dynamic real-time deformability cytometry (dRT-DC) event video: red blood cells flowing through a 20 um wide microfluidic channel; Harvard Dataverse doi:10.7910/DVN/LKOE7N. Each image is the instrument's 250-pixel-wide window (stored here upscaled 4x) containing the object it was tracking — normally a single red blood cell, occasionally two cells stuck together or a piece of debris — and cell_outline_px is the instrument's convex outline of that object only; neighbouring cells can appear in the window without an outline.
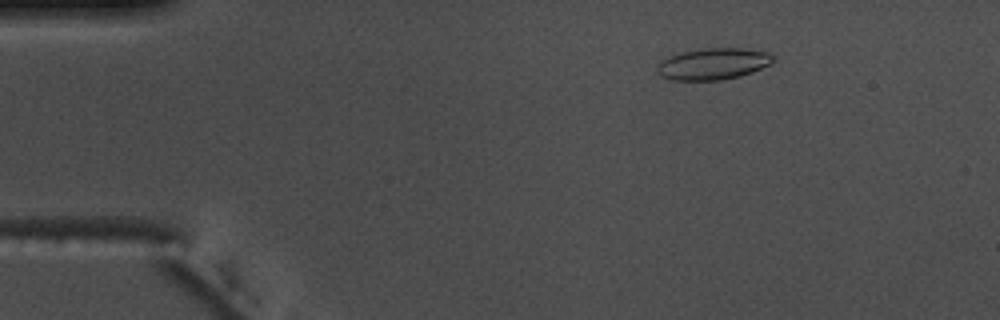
{"species": "common noctule bat (a hibernating species)", "species_latin": "Nyctalus noctula", "temperature_condition": "warm", "stored_images_in_passage": 49, "camera_frame_rate_fps": 3000, "um_per_image_px": 0.085, "animal": {"sex": "male", "body_mass_g": 17.5, "forearm_length_mm": 52.3}, "frame": {"image": 1, "passage_image": 2, "time_ms": 0.333, "image_size_px": [1000, 320], "cell_outline_px": [[772, 60], [768, 64], [752, 72], [740, 76], [720, 80], [672, 80], [660, 76], [656, 72], [656, 68], [660, 60], [680, 52], [700, 48], [740, 48], [768, 52], [772, 56]], "centroid_in_image_um": [60.53, 5.43], "position_along_channel_um": 24.5, "area_um2": 21.27}}
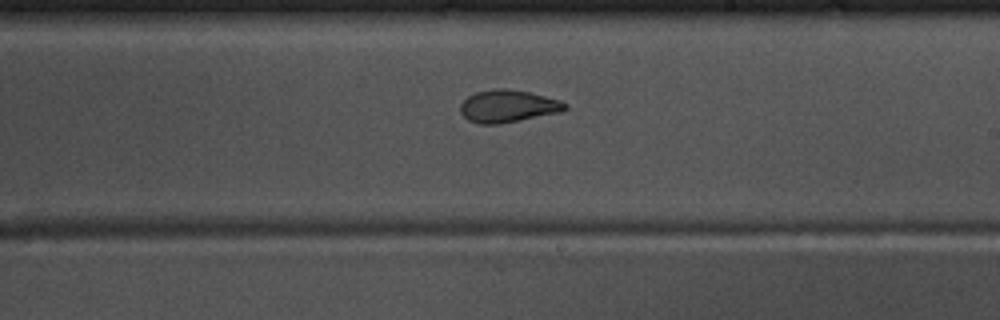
{"frame": {"image": 2, "passage_image": 26, "time_ms": 8.333, "image_size_px": [1000, 320], "cell_outline_px": [[568, 108], [560, 112], [500, 124], [480, 124], [468, 120], [460, 112], [460, 104], [468, 96], [476, 92], [496, 88], [504, 88], [528, 92], [560, 100], [568, 104]], "centroid_in_image_um": [43.16, 9.03], "position_along_channel_um": 245.8, "area_um2": 19.71}}
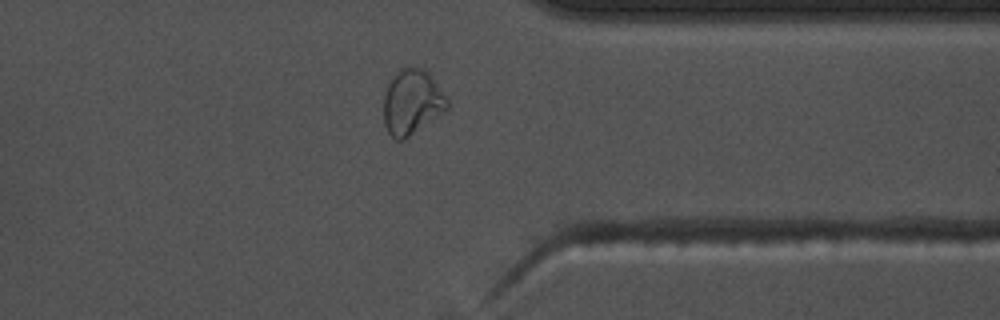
{"frame": {"image": 3, "passage_image": 37, "time_ms": 12.0, "image_size_px": [1000, 320], "cell_outline_px": [[448, 108], [404, 140], [396, 140], [388, 132], [384, 124], [384, 96], [388, 80], [404, 64], [420, 68], [436, 84], [448, 100]], "centroid_in_image_um": [34.96, 8.67], "position_along_channel_um": 376.4, "area_um2": 23.81}, "authors_computed_cell_mechanics": {"area_um2": 20.6346, "velocity_mm_per_s": 3.6889, "shape_relaxation_time_tau1_ms": 10.3458, "shape_relaxation_time_tau2_ms": 1.6992, "deformation_change_tau1": 0.2338, "deformation_change_tau2": 0.0727}}